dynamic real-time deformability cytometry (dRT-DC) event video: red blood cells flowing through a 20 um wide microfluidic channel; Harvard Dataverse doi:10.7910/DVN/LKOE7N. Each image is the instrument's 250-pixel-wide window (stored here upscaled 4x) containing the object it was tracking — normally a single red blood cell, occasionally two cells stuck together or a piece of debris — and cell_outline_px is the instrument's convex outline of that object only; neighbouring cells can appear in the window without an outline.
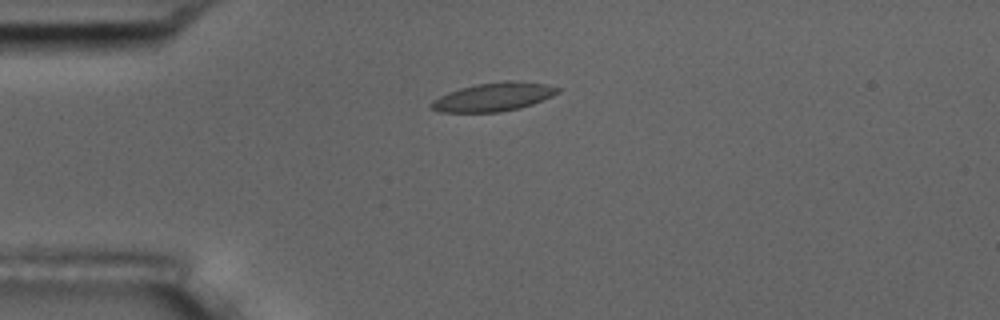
{"species": "common noctule bat (a hibernating species)", "species_latin": "Nyctalus noctula", "temperature_condition": "room temperature", "stored_images_in_passage": 6, "camera_frame_rate_fps": 3000, "um_per_image_px": 0.085, "animal": {"sex": "male", "body_mass_g": 17.5, "forearm_length_mm": 52.3}, "frame": {"image": 1, "passage_image": 2, "time_ms": 1.0, "image_size_px": [1000, 320], "cell_outline_px": [[560, 92], [552, 96], [532, 104], [520, 108], [500, 112], [440, 112], [428, 108], [428, 104], [432, 100], [448, 92], [460, 88], [476, 84], [504, 80], [508, 80], [548, 84], [560, 88]], "centroid_in_image_um": [41.92, 8.24], "position_along_channel_um": 43.1, "area_um2": 21.21}}
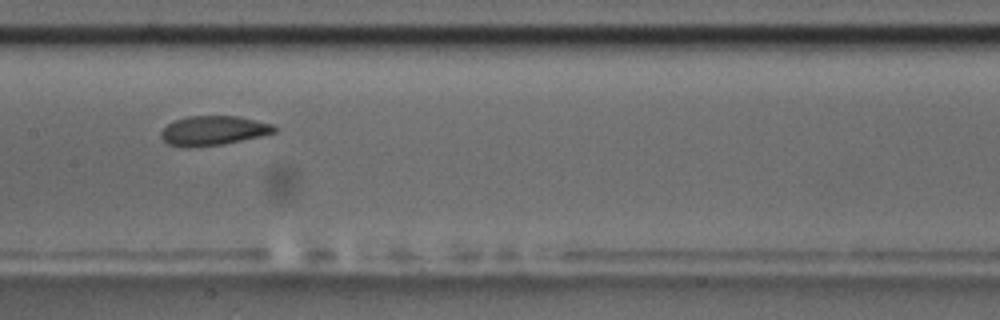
{"frame": {"image": 2, "passage_image": 6, "time_ms": 5.667, "image_size_px": [1000, 320], "cell_outline_px": [[276, 132], [260, 136], [224, 144], [188, 148], [184, 148], [168, 144], [160, 136], [160, 132], [168, 124], [176, 120], [188, 116], [236, 116], [272, 124], [276, 128]], "centroid_in_image_um": [18.1, 11.11], "position_along_channel_um": 189.3, "area_um2": 19.36}}